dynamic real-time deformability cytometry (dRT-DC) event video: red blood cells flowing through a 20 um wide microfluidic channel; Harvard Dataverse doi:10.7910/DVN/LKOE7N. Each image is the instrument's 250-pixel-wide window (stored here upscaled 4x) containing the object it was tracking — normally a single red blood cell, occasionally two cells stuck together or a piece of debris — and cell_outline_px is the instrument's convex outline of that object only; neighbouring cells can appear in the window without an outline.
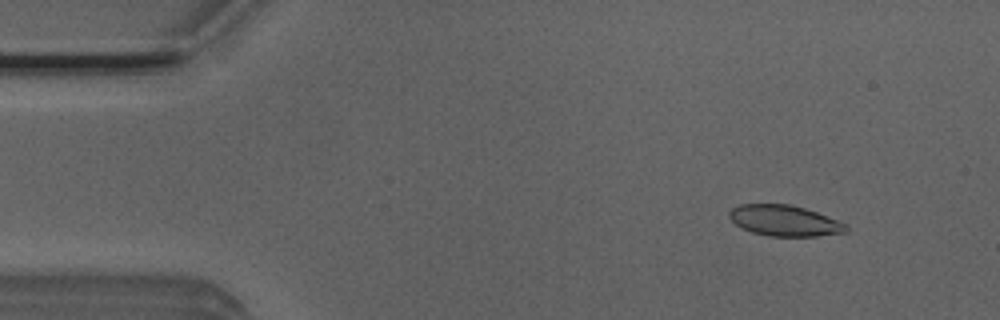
{"species": "Egyptian fruit bat (a non-hibernating species)", "species_latin": "Rousettus aegyptiacus", "temperature_condition": "room temperature", "stored_images_in_passage": 6, "camera_frame_rate_fps": 3000, "um_per_image_px": 0.085, "animal": {"sex": "male"}, "frame": {"image": 1, "passage_image": 2, "time_ms": 0.333, "image_size_px": [1000, 320], "cell_outline_px": [[848, 232], [816, 236], [768, 236], [752, 232], [740, 228], [728, 216], [728, 212], [732, 208], [740, 204], [788, 204], [804, 208], [816, 212], [848, 224]], "centroid_in_image_um": [66.68, 18.76], "position_along_channel_um": 18.3, "area_um2": 21.04}}
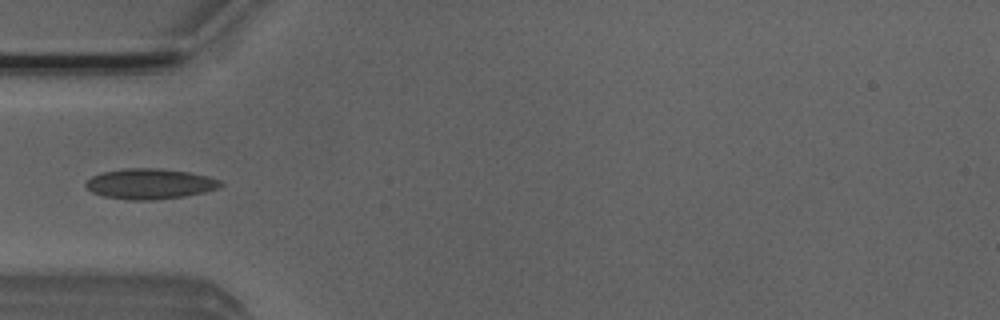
{"frame": {"image": 2, "passage_image": 5, "time_ms": 1.333, "image_size_px": [1000, 320], "cell_outline_px": [[224, 184], [216, 188], [204, 192], [184, 196], [152, 200], [124, 200], [104, 196], [92, 192], [84, 184], [92, 176], [100, 172], [124, 168], [156, 168], [188, 172], [208, 176], [220, 180]], "centroid_in_image_um": [12.71, 15.62], "position_along_channel_um": 72.3, "area_um2": 23.87}}